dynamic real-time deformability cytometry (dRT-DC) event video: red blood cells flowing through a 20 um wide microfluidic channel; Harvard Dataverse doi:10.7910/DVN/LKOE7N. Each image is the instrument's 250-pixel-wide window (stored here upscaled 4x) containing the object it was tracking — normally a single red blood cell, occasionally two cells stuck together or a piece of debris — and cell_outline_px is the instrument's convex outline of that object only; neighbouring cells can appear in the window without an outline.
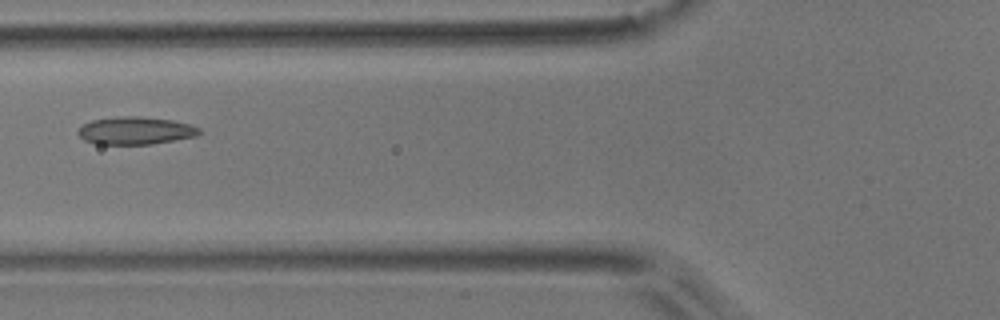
{"species": "common noctule bat (a hibernating species)", "species_latin": "Nyctalus noctula", "temperature_condition": "room temperature", "stored_images_in_passage": 3, "camera_frame_rate_fps": 3000, "um_per_image_px": 0.085, "animal": {"sex": "male", "body_mass_g": 17.9}, "frame": {"image": 1, "passage_image": 3, "time_ms": 0.667, "image_size_px": [1000, 320], "cell_outline_px": [[200, 132], [196, 136], [152, 144], [96, 144], [84, 140], [76, 132], [84, 124], [92, 120], [120, 116], [140, 116], [172, 120], [188, 124], [200, 128]], "centroid_in_image_um": [11.5, 11.1], "position_along_channel_um": 114.3, "area_um2": 19.42}}